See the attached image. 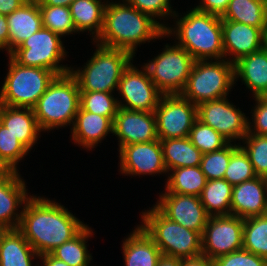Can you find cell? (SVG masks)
Returning a JSON list of instances; mask_svg holds the SVG:
<instances>
[{
	"label": "cell",
	"mask_w": 267,
	"mask_h": 266,
	"mask_svg": "<svg viewBox=\"0 0 267 266\" xmlns=\"http://www.w3.org/2000/svg\"><path fill=\"white\" fill-rule=\"evenodd\" d=\"M87 223L55 198L32 196L26 201L18 230L39 254L50 253L77 236Z\"/></svg>",
	"instance_id": "1"
},
{
	"label": "cell",
	"mask_w": 267,
	"mask_h": 266,
	"mask_svg": "<svg viewBox=\"0 0 267 266\" xmlns=\"http://www.w3.org/2000/svg\"><path fill=\"white\" fill-rule=\"evenodd\" d=\"M165 38L164 29L149 15L129 5L125 0H108L102 32L94 43L131 53L147 42Z\"/></svg>",
	"instance_id": "2"
},
{
	"label": "cell",
	"mask_w": 267,
	"mask_h": 266,
	"mask_svg": "<svg viewBox=\"0 0 267 266\" xmlns=\"http://www.w3.org/2000/svg\"><path fill=\"white\" fill-rule=\"evenodd\" d=\"M172 19L164 29L165 39L173 37L195 60L224 59L220 16L190 7L183 15L176 11Z\"/></svg>",
	"instance_id": "3"
},
{
	"label": "cell",
	"mask_w": 267,
	"mask_h": 266,
	"mask_svg": "<svg viewBox=\"0 0 267 266\" xmlns=\"http://www.w3.org/2000/svg\"><path fill=\"white\" fill-rule=\"evenodd\" d=\"M80 108V89L70 74L59 75L48 85L44 94L33 107L41 131L70 127Z\"/></svg>",
	"instance_id": "4"
},
{
	"label": "cell",
	"mask_w": 267,
	"mask_h": 266,
	"mask_svg": "<svg viewBox=\"0 0 267 266\" xmlns=\"http://www.w3.org/2000/svg\"><path fill=\"white\" fill-rule=\"evenodd\" d=\"M95 51L82 67H70V74L77 80L80 92H115L124 70L134 56L121 49L107 48L96 43Z\"/></svg>",
	"instance_id": "5"
},
{
	"label": "cell",
	"mask_w": 267,
	"mask_h": 266,
	"mask_svg": "<svg viewBox=\"0 0 267 266\" xmlns=\"http://www.w3.org/2000/svg\"><path fill=\"white\" fill-rule=\"evenodd\" d=\"M144 231L153 239L162 255L180 259L202 255V234L185 228L166 217L154 204L140 212Z\"/></svg>",
	"instance_id": "6"
},
{
	"label": "cell",
	"mask_w": 267,
	"mask_h": 266,
	"mask_svg": "<svg viewBox=\"0 0 267 266\" xmlns=\"http://www.w3.org/2000/svg\"><path fill=\"white\" fill-rule=\"evenodd\" d=\"M234 85V63L226 59L195 60L180 95L198 106L229 96Z\"/></svg>",
	"instance_id": "7"
},
{
	"label": "cell",
	"mask_w": 267,
	"mask_h": 266,
	"mask_svg": "<svg viewBox=\"0 0 267 266\" xmlns=\"http://www.w3.org/2000/svg\"><path fill=\"white\" fill-rule=\"evenodd\" d=\"M7 57L8 70L0 87V104L33 108L57 75L49 69L19 65Z\"/></svg>",
	"instance_id": "8"
},
{
	"label": "cell",
	"mask_w": 267,
	"mask_h": 266,
	"mask_svg": "<svg viewBox=\"0 0 267 266\" xmlns=\"http://www.w3.org/2000/svg\"><path fill=\"white\" fill-rule=\"evenodd\" d=\"M65 47L60 35L42 27L8 56L19 65L49 69L59 76L70 73L71 65L63 64L69 57Z\"/></svg>",
	"instance_id": "9"
},
{
	"label": "cell",
	"mask_w": 267,
	"mask_h": 266,
	"mask_svg": "<svg viewBox=\"0 0 267 266\" xmlns=\"http://www.w3.org/2000/svg\"><path fill=\"white\" fill-rule=\"evenodd\" d=\"M162 52L143 63L150 79L163 95L180 94L191 73L195 59L174 42L166 43Z\"/></svg>",
	"instance_id": "10"
},
{
	"label": "cell",
	"mask_w": 267,
	"mask_h": 266,
	"mask_svg": "<svg viewBox=\"0 0 267 266\" xmlns=\"http://www.w3.org/2000/svg\"><path fill=\"white\" fill-rule=\"evenodd\" d=\"M132 61L124 70L117 89L119 107L141 111L154 112L163 95L150 79L147 69ZM121 97V98H119Z\"/></svg>",
	"instance_id": "11"
},
{
	"label": "cell",
	"mask_w": 267,
	"mask_h": 266,
	"mask_svg": "<svg viewBox=\"0 0 267 266\" xmlns=\"http://www.w3.org/2000/svg\"><path fill=\"white\" fill-rule=\"evenodd\" d=\"M223 97L197 106V119L212 127L229 143L240 144L248 133V117L230 99Z\"/></svg>",
	"instance_id": "12"
},
{
	"label": "cell",
	"mask_w": 267,
	"mask_h": 266,
	"mask_svg": "<svg viewBox=\"0 0 267 266\" xmlns=\"http://www.w3.org/2000/svg\"><path fill=\"white\" fill-rule=\"evenodd\" d=\"M159 140L189 137L197 106L180 94L162 95L154 111Z\"/></svg>",
	"instance_id": "13"
},
{
	"label": "cell",
	"mask_w": 267,
	"mask_h": 266,
	"mask_svg": "<svg viewBox=\"0 0 267 266\" xmlns=\"http://www.w3.org/2000/svg\"><path fill=\"white\" fill-rule=\"evenodd\" d=\"M244 219L210 216L202 234V256L212 260L243 248Z\"/></svg>",
	"instance_id": "14"
},
{
	"label": "cell",
	"mask_w": 267,
	"mask_h": 266,
	"mask_svg": "<svg viewBox=\"0 0 267 266\" xmlns=\"http://www.w3.org/2000/svg\"><path fill=\"white\" fill-rule=\"evenodd\" d=\"M117 157H119L118 168L121 175L136 177L160 176L167 177L168 171L163 160V150L160 140L150 142L133 143L122 146Z\"/></svg>",
	"instance_id": "15"
},
{
	"label": "cell",
	"mask_w": 267,
	"mask_h": 266,
	"mask_svg": "<svg viewBox=\"0 0 267 266\" xmlns=\"http://www.w3.org/2000/svg\"><path fill=\"white\" fill-rule=\"evenodd\" d=\"M155 206L170 220L185 228L203 234L209 219L205 207L198 196L178 193H158Z\"/></svg>",
	"instance_id": "16"
},
{
	"label": "cell",
	"mask_w": 267,
	"mask_h": 266,
	"mask_svg": "<svg viewBox=\"0 0 267 266\" xmlns=\"http://www.w3.org/2000/svg\"><path fill=\"white\" fill-rule=\"evenodd\" d=\"M114 135L118 138V150L129 144L158 140L155 113L119 107L113 121Z\"/></svg>",
	"instance_id": "17"
},
{
	"label": "cell",
	"mask_w": 267,
	"mask_h": 266,
	"mask_svg": "<svg viewBox=\"0 0 267 266\" xmlns=\"http://www.w3.org/2000/svg\"><path fill=\"white\" fill-rule=\"evenodd\" d=\"M27 187L18 171L7 170L0 177V223L8 229L20 224L24 205L32 196Z\"/></svg>",
	"instance_id": "18"
},
{
	"label": "cell",
	"mask_w": 267,
	"mask_h": 266,
	"mask_svg": "<svg viewBox=\"0 0 267 266\" xmlns=\"http://www.w3.org/2000/svg\"><path fill=\"white\" fill-rule=\"evenodd\" d=\"M221 25L224 59L227 61L235 63L263 48L264 32L260 28L230 20H221Z\"/></svg>",
	"instance_id": "19"
},
{
	"label": "cell",
	"mask_w": 267,
	"mask_h": 266,
	"mask_svg": "<svg viewBox=\"0 0 267 266\" xmlns=\"http://www.w3.org/2000/svg\"><path fill=\"white\" fill-rule=\"evenodd\" d=\"M265 214H267L266 178L256 176L232 187L230 215L245 219Z\"/></svg>",
	"instance_id": "20"
},
{
	"label": "cell",
	"mask_w": 267,
	"mask_h": 266,
	"mask_svg": "<svg viewBox=\"0 0 267 266\" xmlns=\"http://www.w3.org/2000/svg\"><path fill=\"white\" fill-rule=\"evenodd\" d=\"M113 121L114 118L87 112L80 107L70 130L71 141L86 151H93L106 136L111 133L113 136Z\"/></svg>",
	"instance_id": "21"
},
{
	"label": "cell",
	"mask_w": 267,
	"mask_h": 266,
	"mask_svg": "<svg viewBox=\"0 0 267 266\" xmlns=\"http://www.w3.org/2000/svg\"><path fill=\"white\" fill-rule=\"evenodd\" d=\"M0 123L8 128L30 152L41 139V129L33 108L12 107L0 104Z\"/></svg>",
	"instance_id": "22"
},
{
	"label": "cell",
	"mask_w": 267,
	"mask_h": 266,
	"mask_svg": "<svg viewBox=\"0 0 267 266\" xmlns=\"http://www.w3.org/2000/svg\"><path fill=\"white\" fill-rule=\"evenodd\" d=\"M238 80L252 93V98L267 96V52L263 48L234 63V83Z\"/></svg>",
	"instance_id": "23"
},
{
	"label": "cell",
	"mask_w": 267,
	"mask_h": 266,
	"mask_svg": "<svg viewBox=\"0 0 267 266\" xmlns=\"http://www.w3.org/2000/svg\"><path fill=\"white\" fill-rule=\"evenodd\" d=\"M9 27V54L42 26V15L37 0H28L6 16Z\"/></svg>",
	"instance_id": "24"
},
{
	"label": "cell",
	"mask_w": 267,
	"mask_h": 266,
	"mask_svg": "<svg viewBox=\"0 0 267 266\" xmlns=\"http://www.w3.org/2000/svg\"><path fill=\"white\" fill-rule=\"evenodd\" d=\"M122 241L124 266H156L161 251L138 224Z\"/></svg>",
	"instance_id": "25"
},
{
	"label": "cell",
	"mask_w": 267,
	"mask_h": 266,
	"mask_svg": "<svg viewBox=\"0 0 267 266\" xmlns=\"http://www.w3.org/2000/svg\"><path fill=\"white\" fill-rule=\"evenodd\" d=\"M108 0H74L69 8L78 35L88 32L94 42L102 32Z\"/></svg>",
	"instance_id": "26"
},
{
	"label": "cell",
	"mask_w": 267,
	"mask_h": 266,
	"mask_svg": "<svg viewBox=\"0 0 267 266\" xmlns=\"http://www.w3.org/2000/svg\"><path fill=\"white\" fill-rule=\"evenodd\" d=\"M39 254L18 229H8L0 242V266H39ZM35 264V265H34Z\"/></svg>",
	"instance_id": "27"
},
{
	"label": "cell",
	"mask_w": 267,
	"mask_h": 266,
	"mask_svg": "<svg viewBox=\"0 0 267 266\" xmlns=\"http://www.w3.org/2000/svg\"><path fill=\"white\" fill-rule=\"evenodd\" d=\"M160 142L168 172L174 168L200 166L203 153L192 144L189 137L171 138Z\"/></svg>",
	"instance_id": "28"
},
{
	"label": "cell",
	"mask_w": 267,
	"mask_h": 266,
	"mask_svg": "<svg viewBox=\"0 0 267 266\" xmlns=\"http://www.w3.org/2000/svg\"><path fill=\"white\" fill-rule=\"evenodd\" d=\"M161 193H178L200 197L207 178L200 166L180 167L170 170Z\"/></svg>",
	"instance_id": "29"
},
{
	"label": "cell",
	"mask_w": 267,
	"mask_h": 266,
	"mask_svg": "<svg viewBox=\"0 0 267 266\" xmlns=\"http://www.w3.org/2000/svg\"><path fill=\"white\" fill-rule=\"evenodd\" d=\"M93 230L92 227L87 225L77 236L56 247L50 254L69 266H94L91 262L93 253H90L87 245L88 240L95 235Z\"/></svg>",
	"instance_id": "30"
},
{
	"label": "cell",
	"mask_w": 267,
	"mask_h": 266,
	"mask_svg": "<svg viewBox=\"0 0 267 266\" xmlns=\"http://www.w3.org/2000/svg\"><path fill=\"white\" fill-rule=\"evenodd\" d=\"M221 20L235 21L260 28H267L264 0H230Z\"/></svg>",
	"instance_id": "31"
},
{
	"label": "cell",
	"mask_w": 267,
	"mask_h": 266,
	"mask_svg": "<svg viewBox=\"0 0 267 266\" xmlns=\"http://www.w3.org/2000/svg\"><path fill=\"white\" fill-rule=\"evenodd\" d=\"M232 187L225 179L207 180L200 199L209 216L230 215Z\"/></svg>",
	"instance_id": "32"
},
{
	"label": "cell",
	"mask_w": 267,
	"mask_h": 266,
	"mask_svg": "<svg viewBox=\"0 0 267 266\" xmlns=\"http://www.w3.org/2000/svg\"><path fill=\"white\" fill-rule=\"evenodd\" d=\"M243 248L267 259V214L244 219Z\"/></svg>",
	"instance_id": "33"
},
{
	"label": "cell",
	"mask_w": 267,
	"mask_h": 266,
	"mask_svg": "<svg viewBox=\"0 0 267 266\" xmlns=\"http://www.w3.org/2000/svg\"><path fill=\"white\" fill-rule=\"evenodd\" d=\"M42 15V26L65 38L67 35L78 34L70 8L65 6L39 5Z\"/></svg>",
	"instance_id": "34"
},
{
	"label": "cell",
	"mask_w": 267,
	"mask_h": 266,
	"mask_svg": "<svg viewBox=\"0 0 267 266\" xmlns=\"http://www.w3.org/2000/svg\"><path fill=\"white\" fill-rule=\"evenodd\" d=\"M30 151L0 123V162L7 170L20 171L19 163Z\"/></svg>",
	"instance_id": "35"
},
{
	"label": "cell",
	"mask_w": 267,
	"mask_h": 266,
	"mask_svg": "<svg viewBox=\"0 0 267 266\" xmlns=\"http://www.w3.org/2000/svg\"><path fill=\"white\" fill-rule=\"evenodd\" d=\"M113 93L116 95L115 92H80V107L87 112L115 118L119 104Z\"/></svg>",
	"instance_id": "36"
},
{
	"label": "cell",
	"mask_w": 267,
	"mask_h": 266,
	"mask_svg": "<svg viewBox=\"0 0 267 266\" xmlns=\"http://www.w3.org/2000/svg\"><path fill=\"white\" fill-rule=\"evenodd\" d=\"M239 145L247 153L256 176L267 178V135L247 133Z\"/></svg>",
	"instance_id": "37"
},
{
	"label": "cell",
	"mask_w": 267,
	"mask_h": 266,
	"mask_svg": "<svg viewBox=\"0 0 267 266\" xmlns=\"http://www.w3.org/2000/svg\"><path fill=\"white\" fill-rule=\"evenodd\" d=\"M255 177L256 174L247 153L240 145L232 143V155L223 179L234 186Z\"/></svg>",
	"instance_id": "38"
},
{
	"label": "cell",
	"mask_w": 267,
	"mask_h": 266,
	"mask_svg": "<svg viewBox=\"0 0 267 266\" xmlns=\"http://www.w3.org/2000/svg\"><path fill=\"white\" fill-rule=\"evenodd\" d=\"M189 138L203 154L222 149L229 143L220 133L198 119L190 130Z\"/></svg>",
	"instance_id": "39"
},
{
	"label": "cell",
	"mask_w": 267,
	"mask_h": 266,
	"mask_svg": "<svg viewBox=\"0 0 267 266\" xmlns=\"http://www.w3.org/2000/svg\"><path fill=\"white\" fill-rule=\"evenodd\" d=\"M232 155V143L222 149L202 155L200 168L207 180L223 179Z\"/></svg>",
	"instance_id": "40"
},
{
	"label": "cell",
	"mask_w": 267,
	"mask_h": 266,
	"mask_svg": "<svg viewBox=\"0 0 267 266\" xmlns=\"http://www.w3.org/2000/svg\"><path fill=\"white\" fill-rule=\"evenodd\" d=\"M129 5L133 6L141 13L149 15L163 29L168 27V21L176 13L173 9L171 0H125ZM164 20V21H163ZM166 20V21H165Z\"/></svg>",
	"instance_id": "41"
},
{
	"label": "cell",
	"mask_w": 267,
	"mask_h": 266,
	"mask_svg": "<svg viewBox=\"0 0 267 266\" xmlns=\"http://www.w3.org/2000/svg\"><path fill=\"white\" fill-rule=\"evenodd\" d=\"M213 261L215 266H267V259L244 248L219 256Z\"/></svg>",
	"instance_id": "42"
},
{
	"label": "cell",
	"mask_w": 267,
	"mask_h": 266,
	"mask_svg": "<svg viewBox=\"0 0 267 266\" xmlns=\"http://www.w3.org/2000/svg\"><path fill=\"white\" fill-rule=\"evenodd\" d=\"M253 100L255 103L254 107L251 105V117H248V133L267 135V96L253 97Z\"/></svg>",
	"instance_id": "43"
},
{
	"label": "cell",
	"mask_w": 267,
	"mask_h": 266,
	"mask_svg": "<svg viewBox=\"0 0 267 266\" xmlns=\"http://www.w3.org/2000/svg\"><path fill=\"white\" fill-rule=\"evenodd\" d=\"M197 2L199 5L193 6L197 10L221 17L227 9L230 0H199Z\"/></svg>",
	"instance_id": "44"
},
{
	"label": "cell",
	"mask_w": 267,
	"mask_h": 266,
	"mask_svg": "<svg viewBox=\"0 0 267 266\" xmlns=\"http://www.w3.org/2000/svg\"><path fill=\"white\" fill-rule=\"evenodd\" d=\"M7 52L9 55V27L6 16L0 13V52Z\"/></svg>",
	"instance_id": "45"
},
{
	"label": "cell",
	"mask_w": 267,
	"mask_h": 266,
	"mask_svg": "<svg viewBox=\"0 0 267 266\" xmlns=\"http://www.w3.org/2000/svg\"><path fill=\"white\" fill-rule=\"evenodd\" d=\"M28 0H0V13L7 16Z\"/></svg>",
	"instance_id": "46"
},
{
	"label": "cell",
	"mask_w": 267,
	"mask_h": 266,
	"mask_svg": "<svg viewBox=\"0 0 267 266\" xmlns=\"http://www.w3.org/2000/svg\"><path fill=\"white\" fill-rule=\"evenodd\" d=\"M181 266H215V263L212 259L201 255L195 258L182 259Z\"/></svg>",
	"instance_id": "47"
},
{
	"label": "cell",
	"mask_w": 267,
	"mask_h": 266,
	"mask_svg": "<svg viewBox=\"0 0 267 266\" xmlns=\"http://www.w3.org/2000/svg\"><path fill=\"white\" fill-rule=\"evenodd\" d=\"M39 266H69L64 261H61L55 257H53L50 253H46L39 256Z\"/></svg>",
	"instance_id": "48"
},
{
	"label": "cell",
	"mask_w": 267,
	"mask_h": 266,
	"mask_svg": "<svg viewBox=\"0 0 267 266\" xmlns=\"http://www.w3.org/2000/svg\"><path fill=\"white\" fill-rule=\"evenodd\" d=\"M181 265H182V259L167 255H161L156 266H181Z\"/></svg>",
	"instance_id": "49"
},
{
	"label": "cell",
	"mask_w": 267,
	"mask_h": 266,
	"mask_svg": "<svg viewBox=\"0 0 267 266\" xmlns=\"http://www.w3.org/2000/svg\"><path fill=\"white\" fill-rule=\"evenodd\" d=\"M74 0H37L39 5L69 7Z\"/></svg>",
	"instance_id": "50"
},
{
	"label": "cell",
	"mask_w": 267,
	"mask_h": 266,
	"mask_svg": "<svg viewBox=\"0 0 267 266\" xmlns=\"http://www.w3.org/2000/svg\"><path fill=\"white\" fill-rule=\"evenodd\" d=\"M263 49L267 52V28L263 33Z\"/></svg>",
	"instance_id": "51"
},
{
	"label": "cell",
	"mask_w": 267,
	"mask_h": 266,
	"mask_svg": "<svg viewBox=\"0 0 267 266\" xmlns=\"http://www.w3.org/2000/svg\"><path fill=\"white\" fill-rule=\"evenodd\" d=\"M7 231H8V228L5 227L4 225H2V224L0 223V242H1V239H2L3 235H4Z\"/></svg>",
	"instance_id": "52"
},
{
	"label": "cell",
	"mask_w": 267,
	"mask_h": 266,
	"mask_svg": "<svg viewBox=\"0 0 267 266\" xmlns=\"http://www.w3.org/2000/svg\"><path fill=\"white\" fill-rule=\"evenodd\" d=\"M7 171L6 167L0 162V177Z\"/></svg>",
	"instance_id": "53"
},
{
	"label": "cell",
	"mask_w": 267,
	"mask_h": 266,
	"mask_svg": "<svg viewBox=\"0 0 267 266\" xmlns=\"http://www.w3.org/2000/svg\"><path fill=\"white\" fill-rule=\"evenodd\" d=\"M265 2V10H266V16H267V0H264Z\"/></svg>",
	"instance_id": "54"
}]
</instances>
